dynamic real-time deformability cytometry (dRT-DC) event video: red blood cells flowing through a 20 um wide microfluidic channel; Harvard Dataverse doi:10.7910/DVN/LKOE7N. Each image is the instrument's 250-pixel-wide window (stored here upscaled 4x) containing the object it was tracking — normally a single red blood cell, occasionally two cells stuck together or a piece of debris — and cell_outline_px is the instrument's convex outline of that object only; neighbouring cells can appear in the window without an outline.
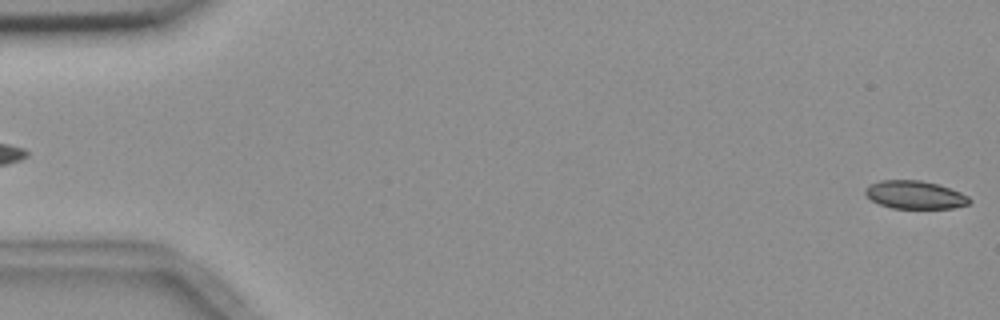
{"species": "common noctule bat (a hibernating species)", "species_latin": "Nyctalus noctula", "temperature_condition": "room temperature", "stored_images_in_passage": 5, "segment_of_instrument_passage": [2, 2], "camera_frame_rate_fps": 3000, "um_per_image_px": 0.085, "animal": {"sex": "female", "body_mass_g": 18.4}, "frame": {"image": 1, "passage_image": 5, "time_ms": 6.0, "image_size_px": [1000, 320], "cell_outline_px": [[972, 200], [968, 204], [952, 208], [892, 208], [880, 204], [872, 200], [864, 192], [864, 188], [868, 184], [880, 180], [920, 180], [936, 184], [960, 192], [968, 196]], "centroid_in_image_um": [77.74, 16.55], "position_along_channel_um": 7.3, "area_um2": 16.94}}